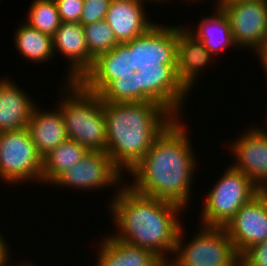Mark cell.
<instances>
[{
  "label": "cell",
  "mask_w": 267,
  "mask_h": 266,
  "mask_svg": "<svg viewBox=\"0 0 267 266\" xmlns=\"http://www.w3.org/2000/svg\"><path fill=\"white\" fill-rule=\"evenodd\" d=\"M181 118H175L154 140L144 157L128 173L135 192L190 206L197 160ZM194 175V176H193Z\"/></svg>",
  "instance_id": "cell-1"
},
{
  "label": "cell",
  "mask_w": 267,
  "mask_h": 266,
  "mask_svg": "<svg viewBox=\"0 0 267 266\" xmlns=\"http://www.w3.org/2000/svg\"><path fill=\"white\" fill-rule=\"evenodd\" d=\"M117 191L108 206L114 228L118 230L111 236L149 249L163 261L170 259L183 225L179 216L186 209L170 201L139 194L127 184Z\"/></svg>",
  "instance_id": "cell-2"
},
{
  "label": "cell",
  "mask_w": 267,
  "mask_h": 266,
  "mask_svg": "<svg viewBox=\"0 0 267 266\" xmlns=\"http://www.w3.org/2000/svg\"><path fill=\"white\" fill-rule=\"evenodd\" d=\"M103 111L106 117V153L123 174L134 168L155 138L175 119L153 101L103 102Z\"/></svg>",
  "instance_id": "cell-3"
},
{
  "label": "cell",
  "mask_w": 267,
  "mask_h": 266,
  "mask_svg": "<svg viewBox=\"0 0 267 266\" xmlns=\"http://www.w3.org/2000/svg\"><path fill=\"white\" fill-rule=\"evenodd\" d=\"M58 108L63 115L69 140L89 151L106 152V117L99 94L87 90L79 81L58 88Z\"/></svg>",
  "instance_id": "cell-4"
},
{
  "label": "cell",
  "mask_w": 267,
  "mask_h": 266,
  "mask_svg": "<svg viewBox=\"0 0 267 266\" xmlns=\"http://www.w3.org/2000/svg\"><path fill=\"white\" fill-rule=\"evenodd\" d=\"M183 229L182 225L171 257L178 266H240V256L224 227L202 225L185 244Z\"/></svg>",
  "instance_id": "cell-5"
},
{
  "label": "cell",
  "mask_w": 267,
  "mask_h": 266,
  "mask_svg": "<svg viewBox=\"0 0 267 266\" xmlns=\"http://www.w3.org/2000/svg\"><path fill=\"white\" fill-rule=\"evenodd\" d=\"M215 181L202 203L201 225L225 227L236 212L261 190L231 165Z\"/></svg>",
  "instance_id": "cell-6"
},
{
  "label": "cell",
  "mask_w": 267,
  "mask_h": 266,
  "mask_svg": "<svg viewBox=\"0 0 267 266\" xmlns=\"http://www.w3.org/2000/svg\"><path fill=\"white\" fill-rule=\"evenodd\" d=\"M43 158L27 128L0 132V180L8 184H41Z\"/></svg>",
  "instance_id": "cell-7"
},
{
  "label": "cell",
  "mask_w": 267,
  "mask_h": 266,
  "mask_svg": "<svg viewBox=\"0 0 267 266\" xmlns=\"http://www.w3.org/2000/svg\"><path fill=\"white\" fill-rule=\"evenodd\" d=\"M178 25L156 23L141 36L125 42L131 69L176 68Z\"/></svg>",
  "instance_id": "cell-8"
},
{
  "label": "cell",
  "mask_w": 267,
  "mask_h": 266,
  "mask_svg": "<svg viewBox=\"0 0 267 266\" xmlns=\"http://www.w3.org/2000/svg\"><path fill=\"white\" fill-rule=\"evenodd\" d=\"M133 78L136 83V103L153 101L174 118L184 116L182 110L190 93L179 80L176 68L142 69L136 71Z\"/></svg>",
  "instance_id": "cell-9"
},
{
  "label": "cell",
  "mask_w": 267,
  "mask_h": 266,
  "mask_svg": "<svg viewBox=\"0 0 267 266\" xmlns=\"http://www.w3.org/2000/svg\"><path fill=\"white\" fill-rule=\"evenodd\" d=\"M123 178V173L113 164L105 151H89L82 160L68 168L52 184L84 191L99 190L112 185L120 188L126 182Z\"/></svg>",
  "instance_id": "cell-10"
},
{
  "label": "cell",
  "mask_w": 267,
  "mask_h": 266,
  "mask_svg": "<svg viewBox=\"0 0 267 266\" xmlns=\"http://www.w3.org/2000/svg\"><path fill=\"white\" fill-rule=\"evenodd\" d=\"M221 8L230 21L237 48L256 53L267 37V0L233 1Z\"/></svg>",
  "instance_id": "cell-11"
},
{
  "label": "cell",
  "mask_w": 267,
  "mask_h": 266,
  "mask_svg": "<svg viewBox=\"0 0 267 266\" xmlns=\"http://www.w3.org/2000/svg\"><path fill=\"white\" fill-rule=\"evenodd\" d=\"M241 257L267 239V195L261 190L224 227Z\"/></svg>",
  "instance_id": "cell-12"
},
{
  "label": "cell",
  "mask_w": 267,
  "mask_h": 266,
  "mask_svg": "<svg viewBox=\"0 0 267 266\" xmlns=\"http://www.w3.org/2000/svg\"><path fill=\"white\" fill-rule=\"evenodd\" d=\"M249 129L244 130L245 133L236 137L229 146L236 159L231 166L263 190L267 185V130L260 125Z\"/></svg>",
  "instance_id": "cell-13"
},
{
  "label": "cell",
  "mask_w": 267,
  "mask_h": 266,
  "mask_svg": "<svg viewBox=\"0 0 267 266\" xmlns=\"http://www.w3.org/2000/svg\"><path fill=\"white\" fill-rule=\"evenodd\" d=\"M53 51L68 58L65 84L80 81L92 68L94 59L89 55L83 26L79 22H61L52 36Z\"/></svg>",
  "instance_id": "cell-14"
},
{
  "label": "cell",
  "mask_w": 267,
  "mask_h": 266,
  "mask_svg": "<svg viewBox=\"0 0 267 266\" xmlns=\"http://www.w3.org/2000/svg\"><path fill=\"white\" fill-rule=\"evenodd\" d=\"M134 73L130 48L125 43H119L109 52L99 55L79 82L87 90L99 94L112 80L118 77L133 78Z\"/></svg>",
  "instance_id": "cell-15"
},
{
  "label": "cell",
  "mask_w": 267,
  "mask_h": 266,
  "mask_svg": "<svg viewBox=\"0 0 267 266\" xmlns=\"http://www.w3.org/2000/svg\"><path fill=\"white\" fill-rule=\"evenodd\" d=\"M142 0H111L105 21L119 43L146 33L155 23L148 18Z\"/></svg>",
  "instance_id": "cell-16"
},
{
  "label": "cell",
  "mask_w": 267,
  "mask_h": 266,
  "mask_svg": "<svg viewBox=\"0 0 267 266\" xmlns=\"http://www.w3.org/2000/svg\"><path fill=\"white\" fill-rule=\"evenodd\" d=\"M180 26L178 25L176 70L181 83L191 92L193 86L198 82L199 74L204 73V70L209 68L207 65L210 66L212 59L216 57H213L183 25ZM202 70L203 72H201Z\"/></svg>",
  "instance_id": "cell-17"
},
{
  "label": "cell",
  "mask_w": 267,
  "mask_h": 266,
  "mask_svg": "<svg viewBox=\"0 0 267 266\" xmlns=\"http://www.w3.org/2000/svg\"><path fill=\"white\" fill-rule=\"evenodd\" d=\"M27 130L42 158L68 140L63 115L58 107L48 111L36 105L27 124Z\"/></svg>",
  "instance_id": "cell-18"
},
{
  "label": "cell",
  "mask_w": 267,
  "mask_h": 266,
  "mask_svg": "<svg viewBox=\"0 0 267 266\" xmlns=\"http://www.w3.org/2000/svg\"><path fill=\"white\" fill-rule=\"evenodd\" d=\"M18 84L0 78V132L27 128L37 103Z\"/></svg>",
  "instance_id": "cell-19"
},
{
  "label": "cell",
  "mask_w": 267,
  "mask_h": 266,
  "mask_svg": "<svg viewBox=\"0 0 267 266\" xmlns=\"http://www.w3.org/2000/svg\"><path fill=\"white\" fill-rule=\"evenodd\" d=\"M95 266H161L153 251L134 246L108 235L101 239Z\"/></svg>",
  "instance_id": "cell-20"
},
{
  "label": "cell",
  "mask_w": 267,
  "mask_h": 266,
  "mask_svg": "<svg viewBox=\"0 0 267 266\" xmlns=\"http://www.w3.org/2000/svg\"><path fill=\"white\" fill-rule=\"evenodd\" d=\"M212 9L215 10L214 13L210 17L203 16L196 29L194 27L193 30L189 25L185 28L215 57L219 53L222 54L225 49L237 48V46H235L227 14L221 7Z\"/></svg>",
  "instance_id": "cell-21"
},
{
  "label": "cell",
  "mask_w": 267,
  "mask_h": 266,
  "mask_svg": "<svg viewBox=\"0 0 267 266\" xmlns=\"http://www.w3.org/2000/svg\"><path fill=\"white\" fill-rule=\"evenodd\" d=\"M18 26L14 33V43L18 53L31 62L44 63L53 60L56 55L53 51L52 36L32 28L26 22Z\"/></svg>",
  "instance_id": "cell-22"
},
{
  "label": "cell",
  "mask_w": 267,
  "mask_h": 266,
  "mask_svg": "<svg viewBox=\"0 0 267 266\" xmlns=\"http://www.w3.org/2000/svg\"><path fill=\"white\" fill-rule=\"evenodd\" d=\"M88 152L86 147L69 139L59 144L43 158L41 184L51 185L68 168L82 160Z\"/></svg>",
  "instance_id": "cell-23"
},
{
  "label": "cell",
  "mask_w": 267,
  "mask_h": 266,
  "mask_svg": "<svg viewBox=\"0 0 267 266\" xmlns=\"http://www.w3.org/2000/svg\"><path fill=\"white\" fill-rule=\"evenodd\" d=\"M25 22L38 31L53 36L61 24L55 0H34Z\"/></svg>",
  "instance_id": "cell-24"
},
{
  "label": "cell",
  "mask_w": 267,
  "mask_h": 266,
  "mask_svg": "<svg viewBox=\"0 0 267 266\" xmlns=\"http://www.w3.org/2000/svg\"><path fill=\"white\" fill-rule=\"evenodd\" d=\"M89 55L95 60L99 55L109 52L119 42L114 31L105 20L83 26Z\"/></svg>",
  "instance_id": "cell-25"
},
{
  "label": "cell",
  "mask_w": 267,
  "mask_h": 266,
  "mask_svg": "<svg viewBox=\"0 0 267 266\" xmlns=\"http://www.w3.org/2000/svg\"><path fill=\"white\" fill-rule=\"evenodd\" d=\"M103 102L136 103L135 78L118 77L112 80L100 93Z\"/></svg>",
  "instance_id": "cell-26"
},
{
  "label": "cell",
  "mask_w": 267,
  "mask_h": 266,
  "mask_svg": "<svg viewBox=\"0 0 267 266\" xmlns=\"http://www.w3.org/2000/svg\"><path fill=\"white\" fill-rule=\"evenodd\" d=\"M110 3L111 0H84L79 23L84 26L105 20Z\"/></svg>",
  "instance_id": "cell-27"
},
{
  "label": "cell",
  "mask_w": 267,
  "mask_h": 266,
  "mask_svg": "<svg viewBox=\"0 0 267 266\" xmlns=\"http://www.w3.org/2000/svg\"><path fill=\"white\" fill-rule=\"evenodd\" d=\"M62 22H79L84 0H55Z\"/></svg>",
  "instance_id": "cell-28"
},
{
  "label": "cell",
  "mask_w": 267,
  "mask_h": 266,
  "mask_svg": "<svg viewBox=\"0 0 267 266\" xmlns=\"http://www.w3.org/2000/svg\"><path fill=\"white\" fill-rule=\"evenodd\" d=\"M240 266H267V239L249 248L240 257Z\"/></svg>",
  "instance_id": "cell-29"
},
{
  "label": "cell",
  "mask_w": 267,
  "mask_h": 266,
  "mask_svg": "<svg viewBox=\"0 0 267 266\" xmlns=\"http://www.w3.org/2000/svg\"><path fill=\"white\" fill-rule=\"evenodd\" d=\"M10 247L8 246V244L6 243V240L4 238V236L0 237V266H10L9 263L12 256V254H10Z\"/></svg>",
  "instance_id": "cell-30"
},
{
  "label": "cell",
  "mask_w": 267,
  "mask_h": 266,
  "mask_svg": "<svg viewBox=\"0 0 267 266\" xmlns=\"http://www.w3.org/2000/svg\"><path fill=\"white\" fill-rule=\"evenodd\" d=\"M257 58L260 59V64L262 65L264 72L266 73L267 77V37L263 41L262 45L260 46V49L256 52Z\"/></svg>",
  "instance_id": "cell-31"
},
{
  "label": "cell",
  "mask_w": 267,
  "mask_h": 266,
  "mask_svg": "<svg viewBox=\"0 0 267 266\" xmlns=\"http://www.w3.org/2000/svg\"><path fill=\"white\" fill-rule=\"evenodd\" d=\"M161 266H178L171 258L164 260Z\"/></svg>",
  "instance_id": "cell-32"
},
{
  "label": "cell",
  "mask_w": 267,
  "mask_h": 266,
  "mask_svg": "<svg viewBox=\"0 0 267 266\" xmlns=\"http://www.w3.org/2000/svg\"><path fill=\"white\" fill-rule=\"evenodd\" d=\"M187 1H190L193 4V2L197 3L198 1H201V0H187ZM223 2H224V0H217L216 2H214V4H215L214 7H221L223 5ZM216 3H217V5H216Z\"/></svg>",
  "instance_id": "cell-33"
},
{
  "label": "cell",
  "mask_w": 267,
  "mask_h": 266,
  "mask_svg": "<svg viewBox=\"0 0 267 266\" xmlns=\"http://www.w3.org/2000/svg\"><path fill=\"white\" fill-rule=\"evenodd\" d=\"M142 1H144L146 3L147 2H157V4L160 3V2H163V3L165 2V0H146V1L145 0H142Z\"/></svg>",
  "instance_id": "cell-34"
},
{
  "label": "cell",
  "mask_w": 267,
  "mask_h": 266,
  "mask_svg": "<svg viewBox=\"0 0 267 266\" xmlns=\"http://www.w3.org/2000/svg\"><path fill=\"white\" fill-rule=\"evenodd\" d=\"M27 261H28V260H25V261H24V262H25V266H34V264H32V263H30V262L28 263ZM35 266H36V265H35Z\"/></svg>",
  "instance_id": "cell-35"
},
{
  "label": "cell",
  "mask_w": 267,
  "mask_h": 266,
  "mask_svg": "<svg viewBox=\"0 0 267 266\" xmlns=\"http://www.w3.org/2000/svg\"><path fill=\"white\" fill-rule=\"evenodd\" d=\"M233 1H239V0H224L223 3H229V2H233Z\"/></svg>",
  "instance_id": "cell-36"
},
{
  "label": "cell",
  "mask_w": 267,
  "mask_h": 266,
  "mask_svg": "<svg viewBox=\"0 0 267 266\" xmlns=\"http://www.w3.org/2000/svg\"><path fill=\"white\" fill-rule=\"evenodd\" d=\"M20 263H22V264H20ZM19 264H17L18 266H25V263L24 262H20ZM17 265H15V266H17ZM10 266H12V265H10Z\"/></svg>",
  "instance_id": "cell-37"
},
{
  "label": "cell",
  "mask_w": 267,
  "mask_h": 266,
  "mask_svg": "<svg viewBox=\"0 0 267 266\" xmlns=\"http://www.w3.org/2000/svg\"><path fill=\"white\" fill-rule=\"evenodd\" d=\"M262 191L267 195V185Z\"/></svg>",
  "instance_id": "cell-38"
},
{
  "label": "cell",
  "mask_w": 267,
  "mask_h": 266,
  "mask_svg": "<svg viewBox=\"0 0 267 266\" xmlns=\"http://www.w3.org/2000/svg\"><path fill=\"white\" fill-rule=\"evenodd\" d=\"M266 118H267V116H266ZM266 121H267V119H266ZM265 125H267V122H265ZM266 128H267V126H265ZM264 130H267V129H264Z\"/></svg>",
  "instance_id": "cell-39"
}]
</instances>
